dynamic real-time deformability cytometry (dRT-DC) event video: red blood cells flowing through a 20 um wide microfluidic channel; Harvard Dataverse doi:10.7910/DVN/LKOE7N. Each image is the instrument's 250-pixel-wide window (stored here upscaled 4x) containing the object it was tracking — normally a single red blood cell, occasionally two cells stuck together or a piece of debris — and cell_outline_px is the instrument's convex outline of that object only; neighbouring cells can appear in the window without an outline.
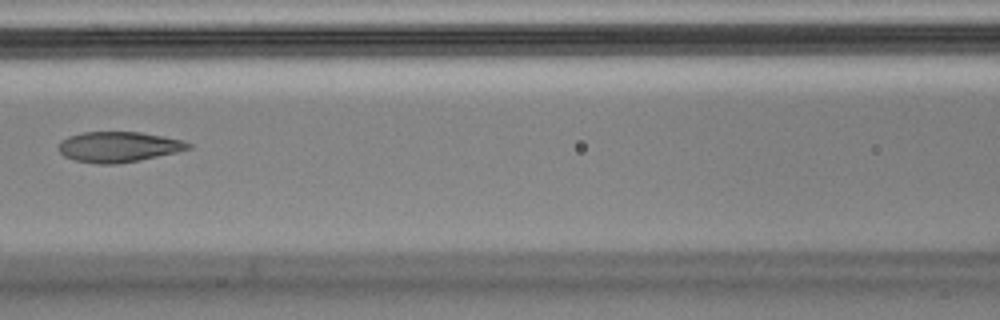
{"species": "Egyptian fruit bat (a non-hibernating species)", "species_latin": "Rousettus aegyptiacus", "temperature_condition": "cold", "stored_images_in_passage": 6, "camera_frame_rate_fps": 3000, "um_per_image_px": 0.085, "animal": {"sex": "male"}, "frame": {"image": 1, "passage_image": 6, "time_ms": 1.667, "image_size_px": [1000, 320], "cell_outline_px": [[192, 148], [176, 152], [116, 164], [96, 164], [76, 160], [64, 156], [60, 152], [60, 140], [68, 136], [84, 132], [140, 132], [180, 140], [192, 144]], "centroid_in_image_um": [10.04, 12.48], "position_along_channel_um": 156.6, "area_um2": 22.6}}